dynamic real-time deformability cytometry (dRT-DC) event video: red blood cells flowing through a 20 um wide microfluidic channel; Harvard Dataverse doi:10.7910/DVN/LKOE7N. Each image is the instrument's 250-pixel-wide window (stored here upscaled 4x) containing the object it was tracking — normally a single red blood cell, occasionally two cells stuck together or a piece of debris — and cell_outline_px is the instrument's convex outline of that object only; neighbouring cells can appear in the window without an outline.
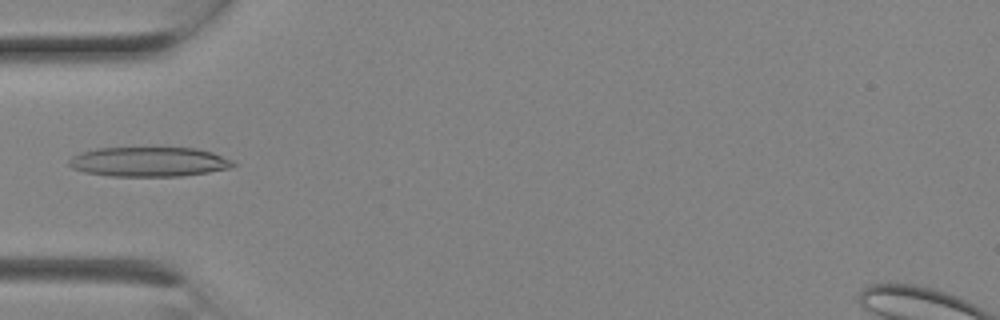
{"species": "Egyptian fruit bat (a non-hibernating species)", "species_latin": "Rousettus aegyptiacus", "temperature_condition": "room temperature", "stored_images_in_passage": 1, "camera_frame_rate_fps": 3000, "um_per_image_px": 0.085, "animal": {"sex": "female"}, "frame": {"image": 1, "passage_image": 1, "time_ms": 0.0, "image_size_px": [1000, 320], "cell_outline_px": [[236, 164], [232, 168], [208, 172], [180, 176], [108, 176], [84, 172], [72, 168], [68, 164], [68, 160], [72, 156], [80, 152], [96, 148], [196, 148], [212, 152], [232, 160]], "centroid_in_image_um": [12.64, 13.75], "position_along_channel_um": 72.4, "area_um2": 28.44}}